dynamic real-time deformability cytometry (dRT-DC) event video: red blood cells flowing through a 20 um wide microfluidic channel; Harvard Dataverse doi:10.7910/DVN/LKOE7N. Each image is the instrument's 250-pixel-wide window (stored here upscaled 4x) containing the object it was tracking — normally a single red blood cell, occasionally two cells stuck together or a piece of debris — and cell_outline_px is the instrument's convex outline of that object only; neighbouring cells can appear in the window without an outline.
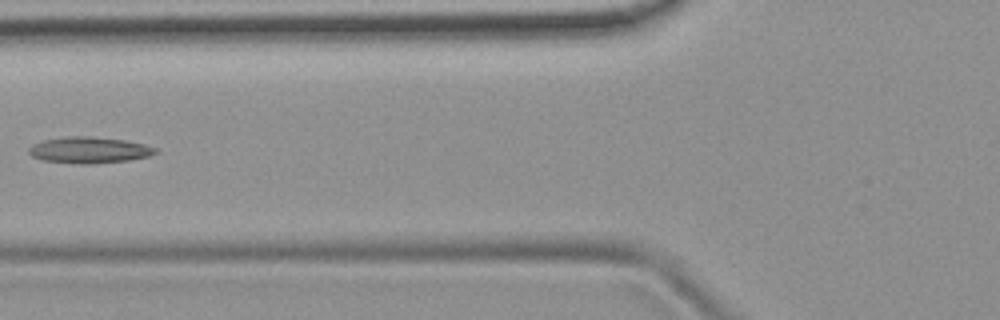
{"species": "common noctule bat (a hibernating species)", "species_latin": "Nyctalus noctula", "temperature_condition": "room temperature", "stored_images_in_passage": 7, "camera_frame_rate_fps": 3000, "um_per_image_px": 0.085, "animal": {"sex": "female", "body_mass_g": 19.9}, "frame": {"image": 1, "passage_image": 6, "time_ms": 6.0, "image_size_px": [1000, 320], "cell_outline_px": [[160, 152], [148, 156], [128, 160], [92, 164], [80, 164], [44, 160], [32, 156], [28, 152], [28, 148], [32, 144], [44, 140], [68, 136], [92, 136], [124, 140], [144, 144], [156, 148]], "centroid_in_image_um": [7.59, 12.75], "position_along_channel_um": 118.2, "area_um2": 19.36}}
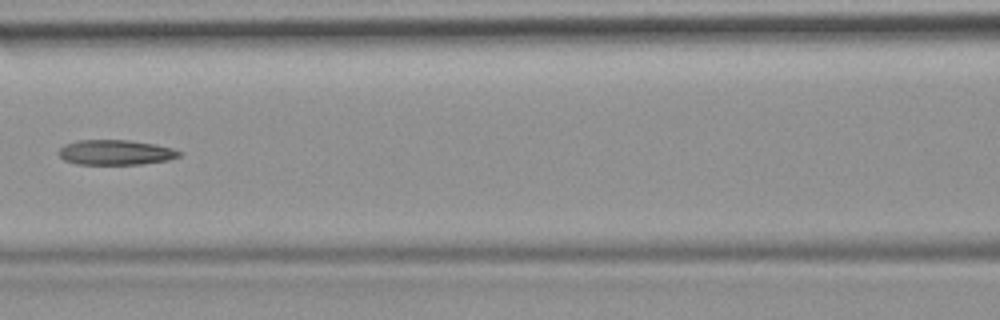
{"frame": {"image": 2, "passage_image": 7, "time_ms": 7.0, "image_size_px": [1000, 320], "cell_outline_px": [[184, 152], [180, 156], [168, 160], [144, 164], [76, 164], [64, 160], [56, 152], [64, 144], [76, 140], [128, 140], [156, 144], [172, 148]], "centroid_in_image_um": [9.82, 12.95], "position_along_channel_um": 156.8, "area_um2": 17.8}}